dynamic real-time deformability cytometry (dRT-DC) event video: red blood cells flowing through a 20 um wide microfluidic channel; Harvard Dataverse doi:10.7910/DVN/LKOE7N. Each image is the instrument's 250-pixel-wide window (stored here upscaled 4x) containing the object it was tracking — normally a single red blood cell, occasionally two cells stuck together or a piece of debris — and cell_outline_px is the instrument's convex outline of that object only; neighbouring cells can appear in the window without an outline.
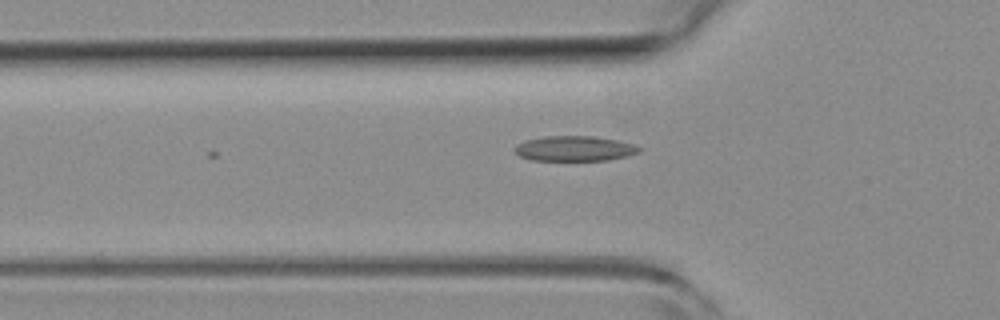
{"species": "common noctule bat (a hibernating species)", "species_latin": "Nyctalus noctula", "temperature_condition": "room temperature", "stored_images_in_passage": 3, "camera_frame_rate_fps": 3000, "um_per_image_px": 0.085, "animal": {"sex": "female", "body_mass_g": 19.3, "forearm_length_mm": 54.1}, "frame": {"image": 1, "passage_image": 3, "time_ms": 0.667, "image_size_px": [1000, 320], "cell_outline_px": [[644, 148], [640, 152], [628, 156], [608, 160], [532, 160], [520, 156], [512, 148], [516, 144], [524, 140], [544, 136], [592, 136], [616, 140], [636, 144]], "centroid_in_image_um": [48.86, 12.62], "position_along_channel_um": 76.9, "area_um2": 18.44}}